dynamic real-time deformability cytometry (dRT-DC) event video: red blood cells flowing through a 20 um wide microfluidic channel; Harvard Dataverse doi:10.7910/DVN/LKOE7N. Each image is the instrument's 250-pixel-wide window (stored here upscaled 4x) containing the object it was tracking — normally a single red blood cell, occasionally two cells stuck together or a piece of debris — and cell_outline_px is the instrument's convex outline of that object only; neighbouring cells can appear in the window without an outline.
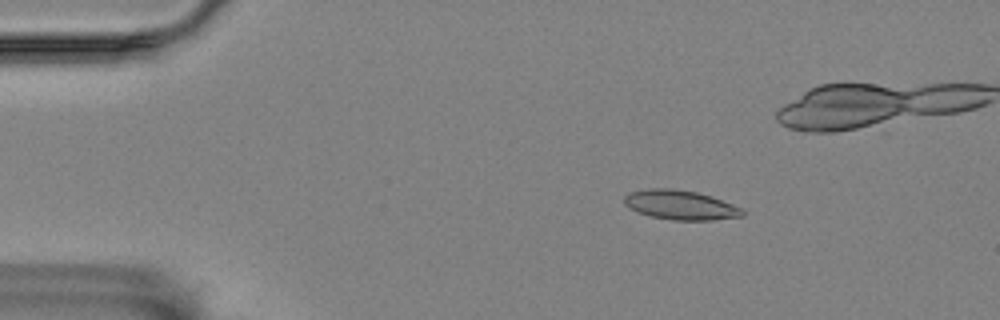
{"species": "Egyptian fruit bat (a non-hibernating species)", "species_latin": "Rousettus aegyptiacus", "temperature_condition": "room temperature", "stored_images_in_passage": 7, "camera_frame_rate_fps": 3000, "um_per_image_px": 0.085, "animal": {"sex": "female"}, "frame": {"image": 1, "passage_image": 2, "time_ms": 1.0, "image_size_px": [1000, 320], "cell_outline_px": [[744, 216], [712, 220], [672, 220], [648, 216], [636, 212], [628, 208], [624, 204], [624, 196], [632, 192], [648, 188], [672, 188], [696, 192], [712, 196], [732, 204], [740, 208], [744, 212]], "centroid_in_image_um": [57.8, 17.43], "position_along_channel_um": 27.2, "area_um2": 20.4}}
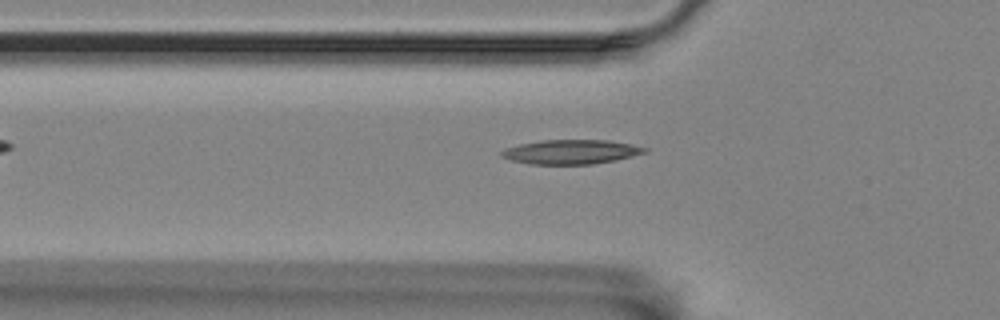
{"frame": {"image": 2, "passage_image": 7, "time_ms": 7.667, "image_size_px": [1000, 320], "cell_outline_px": [[648, 152], [616, 160], [592, 164], [532, 164], [512, 160], [500, 156], [500, 152], [508, 148], [520, 144], [544, 140], [608, 140], [648, 148]], "centroid_in_image_um": [48.56, 12.91], "position_along_channel_um": 77.2, "area_um2": 20.06}}